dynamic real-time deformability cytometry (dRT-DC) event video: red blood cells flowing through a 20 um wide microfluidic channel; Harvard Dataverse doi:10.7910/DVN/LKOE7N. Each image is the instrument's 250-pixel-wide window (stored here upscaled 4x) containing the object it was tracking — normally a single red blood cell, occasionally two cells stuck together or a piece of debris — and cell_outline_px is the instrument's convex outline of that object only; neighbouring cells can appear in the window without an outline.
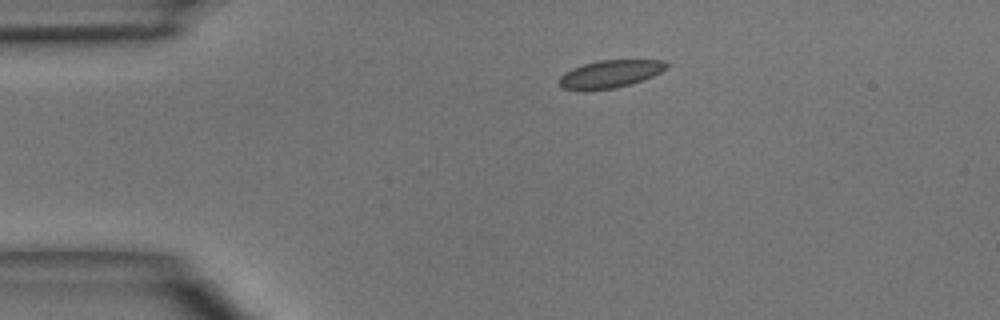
{"species": "common noctule bat (a hibernating species)", "species_latin": "Nyctalus noctula", "temperature_condition": "room temperature", "stored_images_in_passage": 2, "camera_frame_rate_fps": 3000, "um_per_image_px": 0.085, "animal": {"sex": "male", "body_mass_g": 15.6}, "frame": {"image": 1, "passage_image": 1, "time_ms": 0.0, "image_size_px": [1000, 320], "cell_outline_px": [[668, 68], [652, 76], [616, 88], [584, 92], [564, 88], [560, 84], [560, 76], [564, 72], [572, 68], [584, 64], [600, 60], [664, 60], [668, 64]], "centroid_in_image_um": [51.83, 6.3], "position_along_channel_um": 33.2, "area_um2": 17.34}}